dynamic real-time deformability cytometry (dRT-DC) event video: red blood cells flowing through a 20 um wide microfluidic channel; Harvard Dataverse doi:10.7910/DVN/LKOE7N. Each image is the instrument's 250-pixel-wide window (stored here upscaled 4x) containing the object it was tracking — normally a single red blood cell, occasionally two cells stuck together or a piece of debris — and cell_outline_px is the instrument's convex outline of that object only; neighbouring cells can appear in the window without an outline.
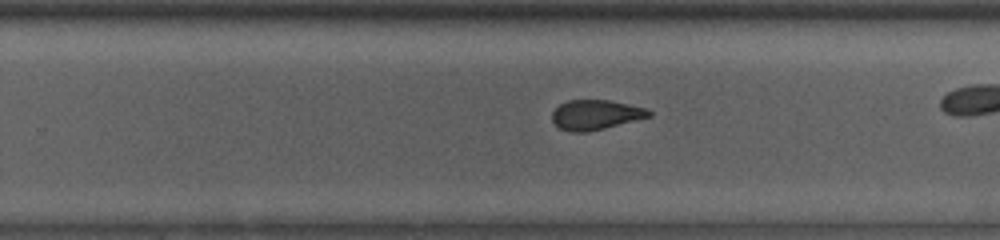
{"species": "common noctule bat (a hibernating species)", "species_latin": "Nyctalus noctula", "temperature_condition": "room temperature", "stored_images_in_passage": 23, "camera_frame_rate_fps": 3000, "um_per_image_px": 0.085, "animal": {"sex": "male", "body_mass_g": 13.0, "forearm_length_mm": 53.1}, "frame": {"image": 1, "passage_image": 14, "time_ms": 4.333, "image_size_px": [1000, 240], "cell_outline_px": [[652, 116], [588, 132], [568, 132], [560, 128], [552, 120], [552, 112], [560, 104], [568, 100], [608, 100], [648, 108], [652, 112]], "centroid_in_image_um": [50.64, 9.75], "position_along_channel_um": 279.2, "area_um2": 16.82}}
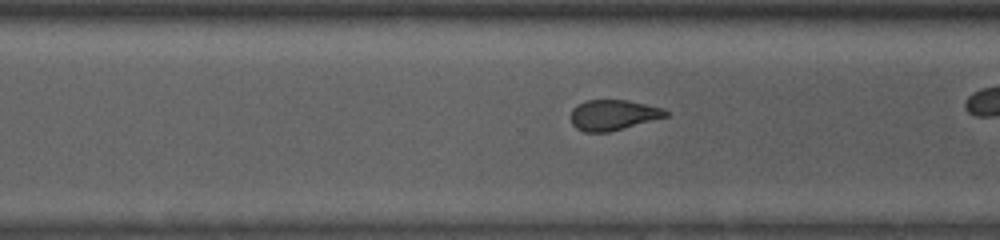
{"frame": {"image": 2, "passage_image": 17, "time_ms": 5.333, "image_size_px": [1000, 240], "cell_outline_px": [[668, 116], [608, 132], [584, 132], [576, 128], [572, 124], [572, 108], [588, 100], [628, 100], [664, 108], [668, 112]], "centroid_in_image_um": [52.13, 9.77], "position_along_channel_um": 318.5, "area_um2": 16.65}}